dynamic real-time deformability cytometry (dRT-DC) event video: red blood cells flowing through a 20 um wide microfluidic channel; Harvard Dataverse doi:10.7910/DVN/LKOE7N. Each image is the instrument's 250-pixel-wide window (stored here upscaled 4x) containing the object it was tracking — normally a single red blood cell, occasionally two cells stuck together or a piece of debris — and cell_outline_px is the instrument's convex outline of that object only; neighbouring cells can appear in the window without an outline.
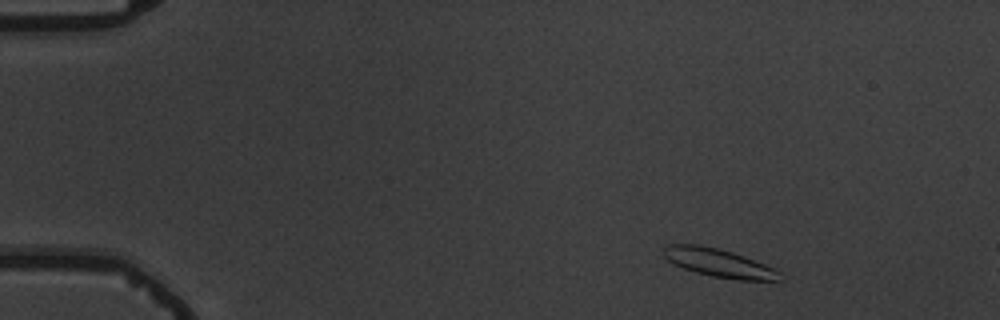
{"species": "common noctule bat (a hibernating species)", "species_latin": "Nyctalus noctula", "temperature_condition": "warm", "stored_images_in_passage": 2, "camera_frame_rate_fps": 3000, "um_per_image_px": 0.085, "animal": {"sex": "male", "body_mass_g": 19.5, "forearm_length_mm": 54.6}, "frame": {"image": 1, "passage_image": 1, "time_ms": 0.0, "image_size_px": [1000, 320], "cell_outline_px": [[784, 280], [740, 280], [712, 276], [696, 272], [684, 268], [668, 260], [664, 256], [664, 244], [700, 244], [732, 252], [744, 256], [764, 264], [780, 272]], "centroid_in_image_um": [61.1, 22.34], "position_along_channel_um": 23.9, "area_um2": 18.96}}